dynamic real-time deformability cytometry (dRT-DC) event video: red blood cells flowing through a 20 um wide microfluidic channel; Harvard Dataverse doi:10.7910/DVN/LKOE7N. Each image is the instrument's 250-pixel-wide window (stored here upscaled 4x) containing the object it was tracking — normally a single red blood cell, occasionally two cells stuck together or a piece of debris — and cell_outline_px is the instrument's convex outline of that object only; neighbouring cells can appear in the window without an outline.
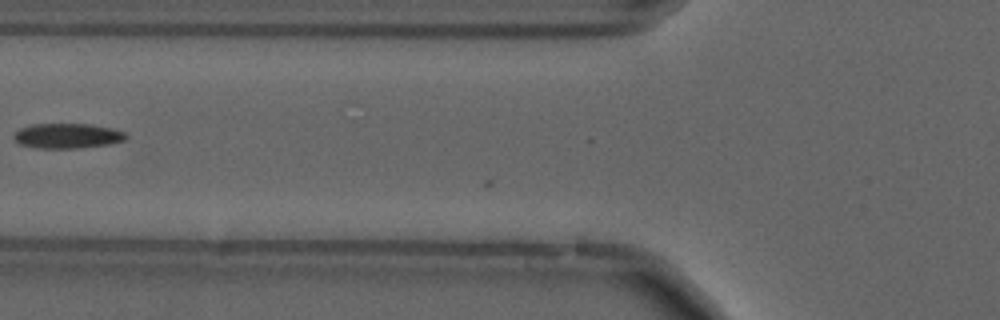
{"species": "common noctule bat (a hibernating species)", "species_latin": "Nyctalus noctula", "temperature_condition": "cold", "stored_images_in_passage": 6, "camera_frame_rate_fps": 3000, "um_per_image_px": 0.085, "animal": {"sex": "male", "forearm_length_mm": 52.5}, "frame": {"image": 1, "passage_image": 5, "time_ms": 1.333, "image_size_px": [1000, 320], "cell_outline_px": [[128, 136], [124, 140], [112, 144], [80, 148], [36, 148], [20, 144], [12, 136], [20, 128], [32, 124], [88, 124], [112, 128], [124, 132]], "centroid_in_image_um": [5.74, 11.55], "position_along_channel_um": 120.1, "area_um2": 16.36}}